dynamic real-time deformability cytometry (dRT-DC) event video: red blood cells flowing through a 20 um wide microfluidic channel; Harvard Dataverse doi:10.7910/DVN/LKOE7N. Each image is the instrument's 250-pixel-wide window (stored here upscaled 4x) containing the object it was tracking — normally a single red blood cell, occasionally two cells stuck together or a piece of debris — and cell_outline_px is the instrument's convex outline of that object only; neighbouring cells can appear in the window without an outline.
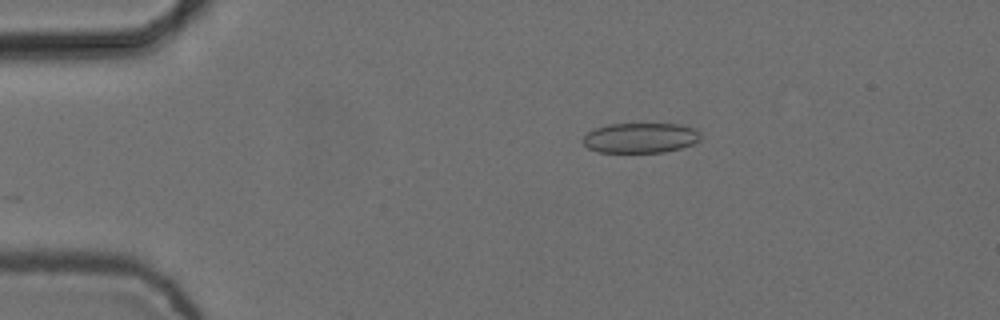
{"species": "common noctule bat (a hibernating species)", "species_latin": "Nyctalus noctula", "temperature_condition": "cold", "stored_images_in_passage": 6, "camera_frame_rate_fps": 3000, "um_per_image_px": 0.085, "animal": {"sex": "female", "body_mass_g": 24.6, "forearm_length_mm": 56.2}, "frame": {"image": 1, "passage_image": 2, "time_ms": 0.333, "image_size_px": [1000, 320], "cell_outline_px": [[700, 140], [692, 144], [680, 148], [664, 152], [596, 152], [588, 148], [580, 140], [588, 132], [596, 128], [608, 124], [680, 124], [696, 128], [700, 132]], "centroid_in_image_um": [54.43, 11.72], "position_along_channel_um": 30.6, "area_um2": 20.75}}
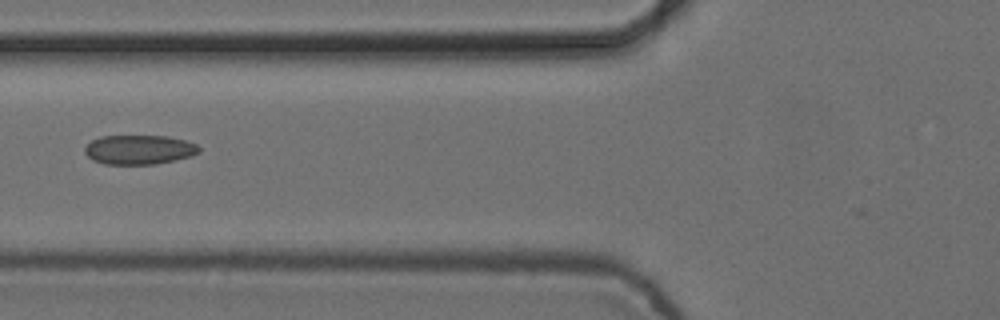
{"frame": {"image": 2, "passage_image": 5, "time_ms": 1.333, "image_size_px": [1000, 320], "cell_outline_px": [[200, 152], [192, 156], [152, 164], [104, 164], [92, 160], [84, 152], [84, 148], [92, 140], [100, 136], [168, 136], [184, 140], [196, 144], [200, 148]], "centroid_in_image_um": [11.81, 12.72], "position_along_channel_um": 114.0, "area_um2": 19.48}}
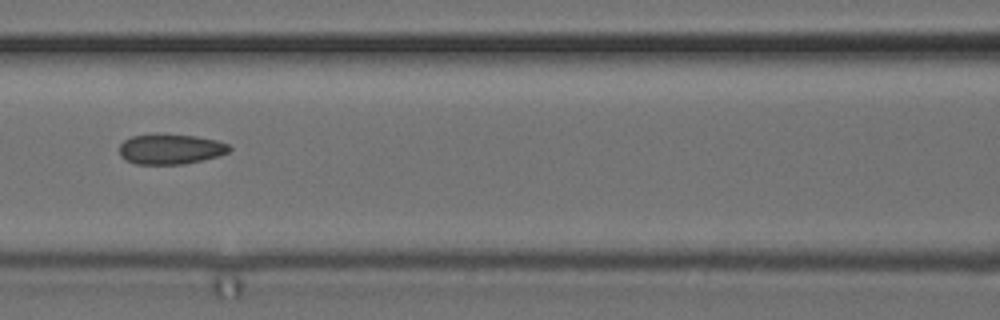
{"frame": {"image": 3, "passage_image": 6, "time_ms": 1.667, "image_size_px": [1000, 320], "cell_outline_px": [[232, 148], [228, 152], [216, 156], [184, 164], [136, 164], [120, 156], [120, 144], [124, 140], [132, 136], [156, 132], [196, 136], [216, 140], [228, 144]], "centroid_in_image_um": [14.46, 12.64], "position_along_channel_um": 152.1, "area_um2": 19.54}}